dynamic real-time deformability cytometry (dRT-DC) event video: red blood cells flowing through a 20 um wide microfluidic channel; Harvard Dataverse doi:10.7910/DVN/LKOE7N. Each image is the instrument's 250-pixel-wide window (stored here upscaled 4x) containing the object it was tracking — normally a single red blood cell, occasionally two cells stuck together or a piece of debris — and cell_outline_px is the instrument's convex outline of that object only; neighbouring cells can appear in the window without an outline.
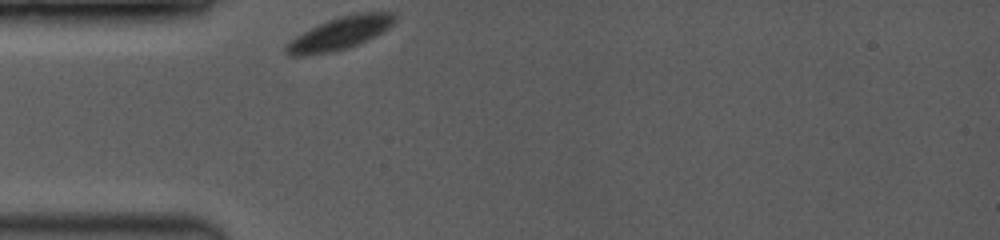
{"species": "common noctule bat (a hibernating species)", "species_latin": "Nyctalus noctula", "temperature_condition": "room temperature", "stored_images_in_passage": 35, "camera_frame_rate_fps": 3500, "um_per_image_px": 0.085, "animal": {"sex": "female", "body_mass_g": 19.0, "forearm_length_mm": 53.3}, "frame": {"image": 1, "passage_image": 1, "time_ms": 0.0, "image_size_px": [1000, 240], "cell_outline_px": [[396, 20], [388, 28], [368, 40], [360, 44], [348, 48], [332, 52], [304, 56], [288, 56], [284, 52], [284, 48], [296, 36], [328, 20], [340, 16], [356, 12], [392, 12], [396, 16]], "centroid_in_image_um": [28.9, 2.84], "position_along_channel_um": 56.1, "area_um2": 20.63}}
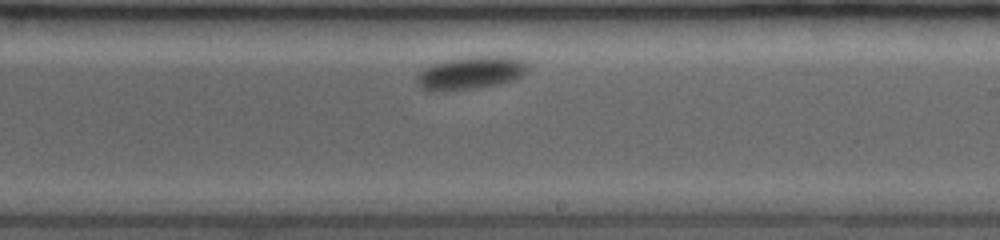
{"frame": {"image": 2, "passage_image": 22, "time_ms": 5.714, "image_size_px": [1000, 240], "cell_outline_px": [[528, 68], [516, 80], [500, 84], [476, 88], [440, 92], [432, 92], [420, 88], [416, 84], [416, 76], [424, 68], [432, 64], [448, 60], [472, 56], [516, 56], [524, 60], [528, 64]], "centroid_in_image_um": [40.0, 6.21], "position_along_channel_um": 249.0, "area_um2": 21.68}}
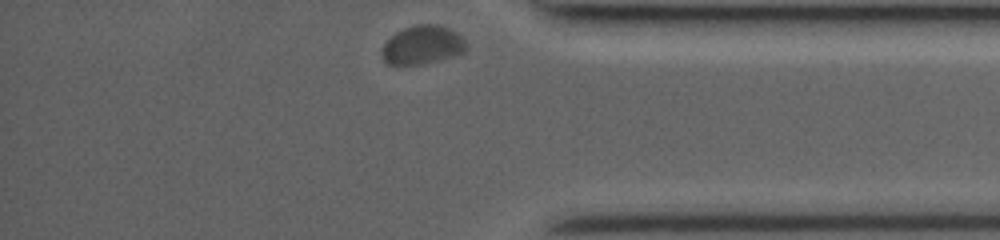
{"frame": {"image": 3, "passage_image": 35, "time_ms": 10.0, "image_size_px": [1000, 240], "cell_outline_px": [[468, 48], [464, 52], [452, 56], [420, 64], [388, 64], [380, 56], [380, 52], [384, 44], [396, 32], [404, 28], [416, 24], [440, 24], [456, 32], [468, 44]], "centroid_in_image_um": [35.9, 3.81], "position_along_channel_um": 399.3, "area_um2": 18.9}}